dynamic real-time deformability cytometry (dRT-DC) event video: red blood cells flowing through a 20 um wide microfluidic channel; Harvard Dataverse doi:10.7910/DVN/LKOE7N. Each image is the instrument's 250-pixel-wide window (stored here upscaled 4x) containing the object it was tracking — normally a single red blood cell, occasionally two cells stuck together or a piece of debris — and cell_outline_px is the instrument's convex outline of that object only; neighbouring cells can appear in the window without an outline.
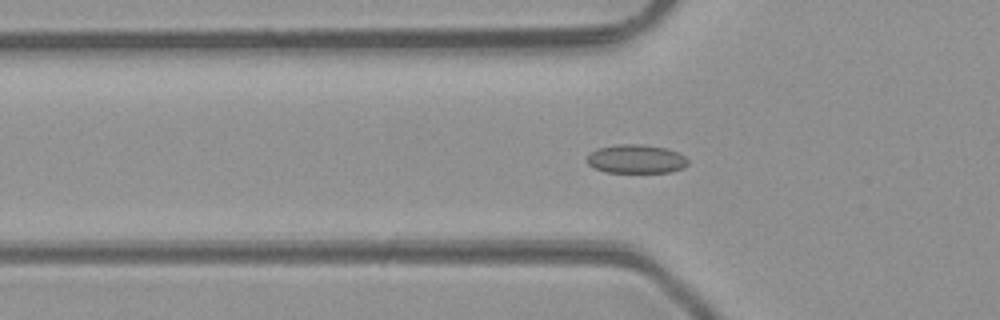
{"species": "common noctule bat (a hibernating species)", "species_latin": "Nyctalus noctula", "temperature_condition": "room temperature", "stored_images_in_passage": 49, "camera_frame_rate_fps": 3000, "um_per_image_px": 0.085, "animal": {"sex": "male", "body_mass_g": 23.1, "forearm_length_mm": 52.7}, "frame": {"image": 1, "passage_image": 16, "time_ms": 5.0, "image_size_px": [1000, 320], "cell_outline_px": [[688, 164], [684, 168], [672, 172], [604, 172], [588, 164], [588, 152], [596, 148], [616, 144], [644, 144], [668, 148], [684, 156], [688, 160]], "centroid_in_image_um": [54.07, 13.5], "position_along_channel_um": 71.7, "area_um2": 17.11}}
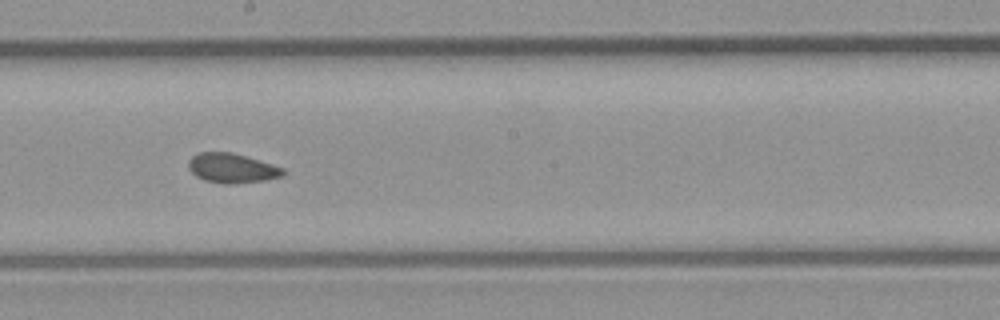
{"frame": {"image": 2, "passage_image": 27, "time_ms": 8.667, "image_size_px": [1000, 320], "cell_outline_px": [[284, 176], [264, 180], [236, 184], [224, 184], [204, 180], [196, 176], [188, 168], [188, 160], [192, 156], [200, 152], [232, 152], [272, 164], [284, 168]], "centroid_in_image_um": [19.7, 14.3], "position_along_channel_um": 228.5, "area_um2": 16.36}}
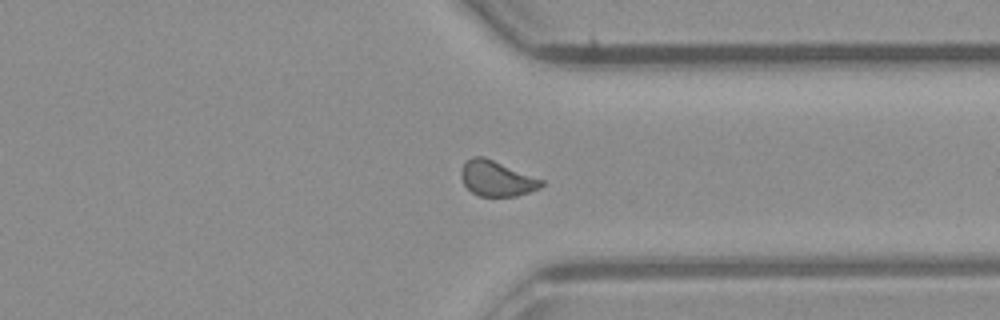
{"frame": {"image": 3, "passage_image": 37, "time_ms": 12.0, "image_size_px": [1000, 320], "cell_outline_px": [[544, 184], [540, 188], [516, 196], [480, 196], [472, 192], [464, 184], [460, 176], [460, 172], [464, 164], [472, 156], [484, 156], [544, 180]], "centroid_in_image_um": [42.22, 15.17], "position_along_channel_um": 369.2, "area_um2": 16.47}, "authors_computed_cell_mechanics": {"area_um2": 16.5886, "velocity_mm_per_s": 4.2407, "shape_relaxation_time_tau1_ms": null, "shape_relaxation_time_tau2_ms": 1.4601, "deformation_change_tau1": null, "deformation_change_tau2": 0.0603}}